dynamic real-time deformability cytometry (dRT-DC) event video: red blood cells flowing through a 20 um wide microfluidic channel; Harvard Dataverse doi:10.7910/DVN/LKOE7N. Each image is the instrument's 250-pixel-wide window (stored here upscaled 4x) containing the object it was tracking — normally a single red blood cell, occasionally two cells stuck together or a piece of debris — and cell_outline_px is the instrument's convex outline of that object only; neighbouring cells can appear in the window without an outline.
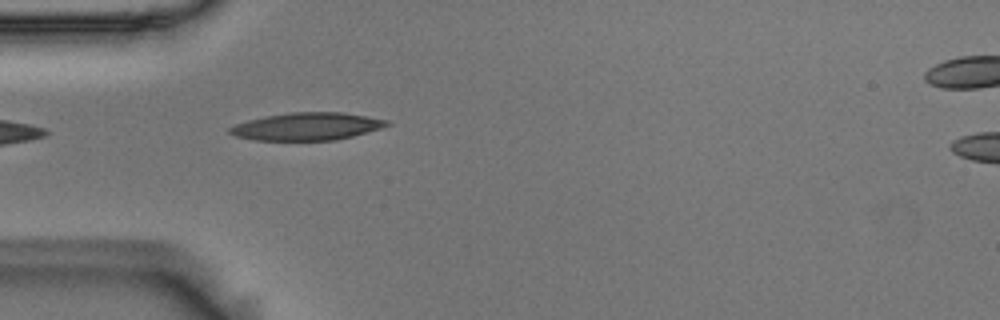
{"species": "Egyptian fruit bat (a non-hibernating species)", "species_latin": "Rousettus aegyptiacus", "temperature_condition": "room temperature", "stored_images_in_passage": 2, "camera_frame_rate_fps": 3000, "um_per_image_px": 0.085, "animal": {"sex": "male"}, "frame": {"image": 1, "passage_image": 1, "time_ms": 0.0, "image_size_px": [1000, 320], "cell_outline_px": [[392, 124], [380, 128], [352, 136], [336, 140], [256, 140], [236, 136], [228, 132], [228, 128], [236, 124], [248, 120], [264, 116], [292, 112], [344, 112], [388, 120]], "centroid_in_image_um": [26.09, 10.74], "position_along_channel_um": 58.9, "area_um2": 25.14}}